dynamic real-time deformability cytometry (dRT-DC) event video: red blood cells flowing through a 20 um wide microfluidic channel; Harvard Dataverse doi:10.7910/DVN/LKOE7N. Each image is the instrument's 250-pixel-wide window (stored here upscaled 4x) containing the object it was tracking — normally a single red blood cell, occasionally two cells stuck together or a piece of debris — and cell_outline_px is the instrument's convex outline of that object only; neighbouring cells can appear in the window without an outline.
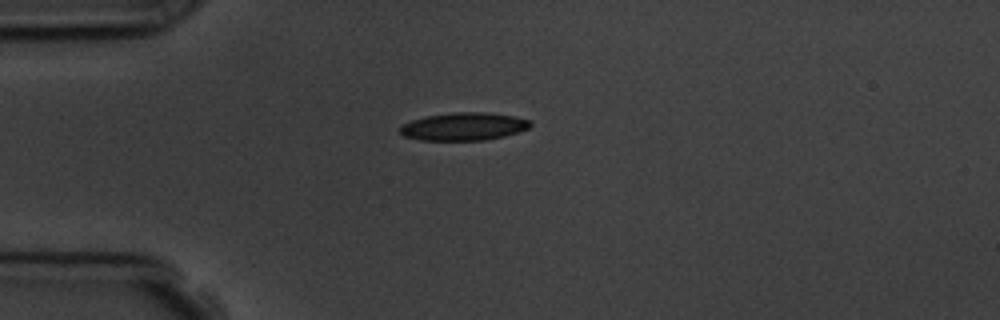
{"species": "common noctule bat (a hibernating species)", "species_latin": "Nyctalus noctula", "temperature_condition": "room temperature", "stored_images_in_passage": 3, "camera_frame_rate_fps": 3000, "um_per_image_px": 0.085, "animal": {"sex": "male", "body_mass_g": 19.5, "forearm_length_mm": 54.6}, "frame": {"image": 1, "passage_image": 1, "time_ms": 0.0, "image_size_px": [1000, 320], "cell_outline_px": [[532, 124], [528, 128], [504, 136], [484, 140], [420, 140], [404, 136], [400, 132], [400, 124], [424, 116], [452, 112], [484, 112], [512, 116], [528, 120]], "centroid_in_image_um": [39.35, 10.75], "position_along_channel_um": 45.6, "area_um2": 21.04}}